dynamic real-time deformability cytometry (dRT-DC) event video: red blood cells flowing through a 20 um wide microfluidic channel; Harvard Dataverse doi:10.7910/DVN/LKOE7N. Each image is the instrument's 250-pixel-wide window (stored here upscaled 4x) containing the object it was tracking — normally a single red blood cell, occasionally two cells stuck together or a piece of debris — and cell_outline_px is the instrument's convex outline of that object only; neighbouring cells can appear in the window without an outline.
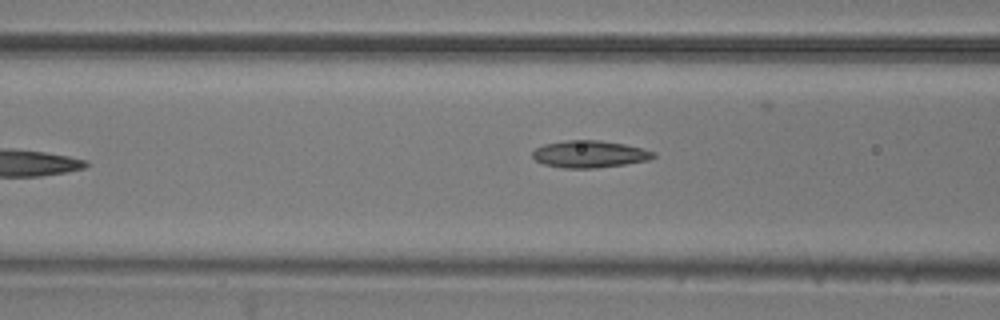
{"species": "common noctule bat (a hibernating species)", "species_latin": "Nyctalus noctula", "temperature_condition": "room temperature", "stored_images_in_passage": 7, "camera_frame_rate_fps": 3000, "um_per_image_px": 0.085, "animal": {"sex": "male", "body_mass_g": 20.5, "forearm_length_mm": 52.5}, "frame": {"image": 1, "passage_image": 6, "time_ms": 1.667, "image_size_px": [1000, 320], "cell_outline_px": [[656, 156], [648, 160], [624, 164], [596, 168], [564, 168], [544, 164], [536, 160], [532, 156], [532, 152], [536, 148], [544, 144], [564, 140], [600, 140], [624, 144], [656, 152]], "centroid_in_image_um": [50.1, 13.09], "position_along_channel_um": 116.5, "area_um2": 19.02}}
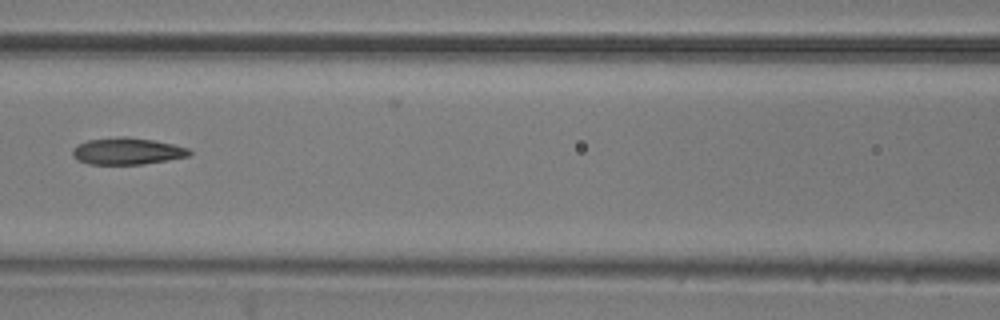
{"frame": {"image": 2, "passage_image": 7, "time_ms": 2.0, "image_size_px": [1000, 320], "cell_outline_px": [[192, 152], [188, 156], [168, 160], [144, 164], [88, 164], [76, 160], [72, 156], [72, 148], [76, 144], [88, 140], [120, 136], [128, 136], [152, 140], [172, 144], [188, 148]], "centroid_in_image_um": [10.76, 12.85], "position_along_channel_um": 155.8, "area_um2": 18.38}}